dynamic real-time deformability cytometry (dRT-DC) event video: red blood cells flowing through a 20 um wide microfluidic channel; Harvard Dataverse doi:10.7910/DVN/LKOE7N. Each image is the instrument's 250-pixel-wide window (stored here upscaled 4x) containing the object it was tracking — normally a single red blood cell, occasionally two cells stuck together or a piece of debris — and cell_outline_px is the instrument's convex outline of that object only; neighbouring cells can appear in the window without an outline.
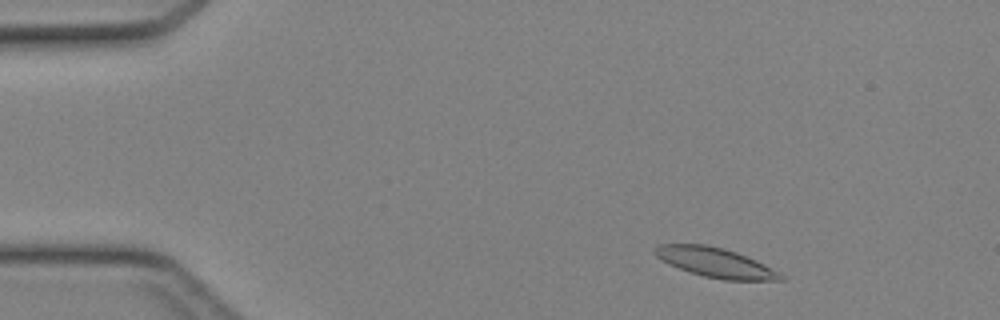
{"species": "Egyptian fruit bat (a non-hibernating species)", "species_latin": "Rousettus aegyptiacus", "temperature_condition": "cold", "stored_images_in_passage": 42, "camera_frame_rate_fps": 3000, "um_per_image_px": 0.085, "animal": {"sex": "female"}, "frame": {"image": 1, "passage_image": 3, "time_ms": 0.667, "image_size_px": [1000, 320], "cell_outline_px": [[788, 280], [724, 280], [704, 276], [688, 272], [668, 264], [656, 256], [652, 252], [652, 248], [660, 244], [704, 244], [724, 248], [736, 252], [756, 260], [788, 276]], "centroid_in_image_um": [60.82, 22.32], "position_along_channel_um": 24.2, "area_um2": 21.96}}
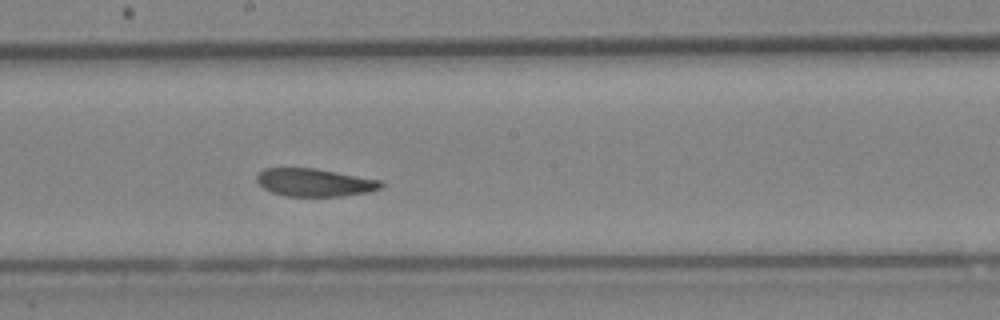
{"frame": {"image": 2, "passage_image": 22, "time_ms": 7.0, "image_size_px": [1000, 320], "cell_outline_px": [[384, 184], [380, 188], [368, 192], [340, 196], [288, 196], [272, 192], [264, 188], [256, 180], [256, 176], [264, 168], [316, 168], [380, 180]], "centroid_in_image_um": [26.73, 15.5], "position_along_channel_um": 221.5, "area_um2": 20.0}}
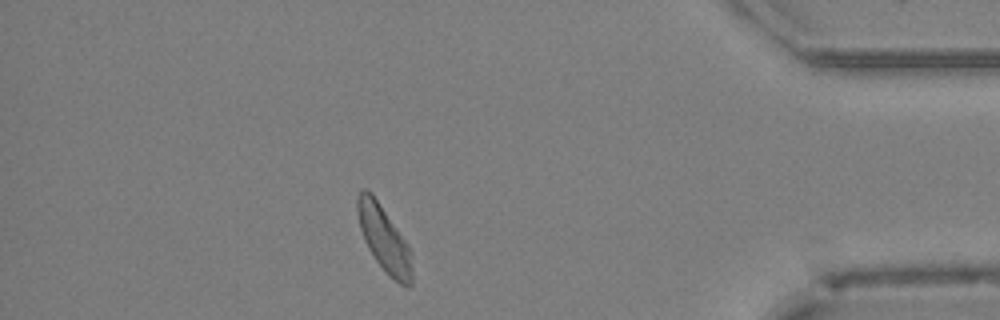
{"frame": {"image": 3, "passage_image": 37, "time_ms": 12.0, "image_size_px": [1000, 320], "cell_outline_px": [[412, 284], [408, 288], [400, 284], [388, 276], [376, 260], [368, 248], [364, 240], [360, 228], [356, 208], [356, 196], [360, 188], [364, 188], [372, 192], [408, 244], [412, 268]], "centroid_in_image_um": [32.62, 20.28], "position_along_channel_um": 402.6, "area_um2": 21.04}}